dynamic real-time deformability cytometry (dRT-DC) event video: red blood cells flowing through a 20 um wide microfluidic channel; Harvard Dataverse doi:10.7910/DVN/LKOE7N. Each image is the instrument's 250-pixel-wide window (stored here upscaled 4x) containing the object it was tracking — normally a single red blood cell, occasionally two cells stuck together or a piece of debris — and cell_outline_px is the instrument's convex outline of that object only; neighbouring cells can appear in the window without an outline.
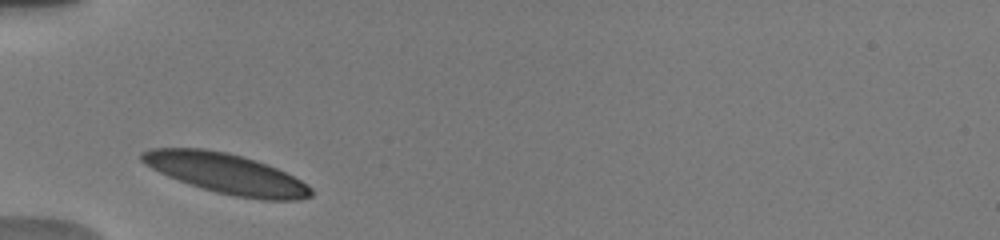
{"species": "human", "species_latin": "Homo sapiens", "temperature_condition": "warm", "stored_images_in_passage": 2, "camera_frame_rate_fps": 3000, "um_per_image_px": 0.085, "donor": {"sex": "male"}, "frame": {"image": 1, "passage_image": 1, "time_ms": 0.0, "image_size_px": [1000, 240], "cell_outline_px": [[312, 196], [300, 200], [260, 200], [236, 196], [216, 192], [168, 176], [144, 164], [140, 160], [140, 152], [152, 148], [204, 148], [228, 152], [268, 164], [308, 184], [312, 188]], "centroid_in_image_um": [19.24, 14.75], "position_along_channel_um": 65.8, "area_um2": 39.36}}
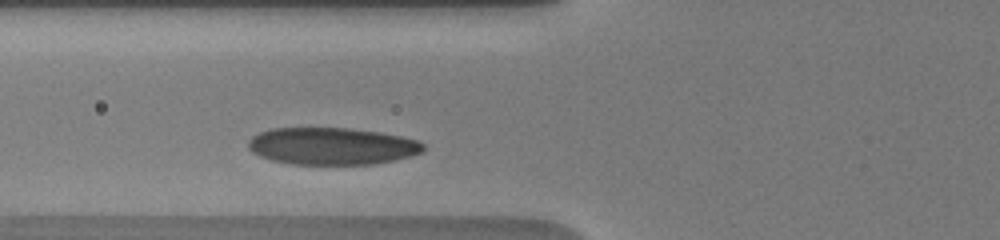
{"frame": {"image": 2, "passage_image": 2, "time_ms": 1.0, "image_size_px": [1000, 240], "cell_outline_px": [[424, 148], [420, 152], [396, 160], [372, 164], [292, 164], [272, 160], [260, 156], [252, 152], [248, 148], [248, 140], [252, 136], [260, 132], [272, 128], [348, 128], [380, 132], [420, 140], [424, 144]], "centroid_in_image_um": [28.2, 12.41], "position_along_channel_um": 97.6, "area_um2": 37.86}}